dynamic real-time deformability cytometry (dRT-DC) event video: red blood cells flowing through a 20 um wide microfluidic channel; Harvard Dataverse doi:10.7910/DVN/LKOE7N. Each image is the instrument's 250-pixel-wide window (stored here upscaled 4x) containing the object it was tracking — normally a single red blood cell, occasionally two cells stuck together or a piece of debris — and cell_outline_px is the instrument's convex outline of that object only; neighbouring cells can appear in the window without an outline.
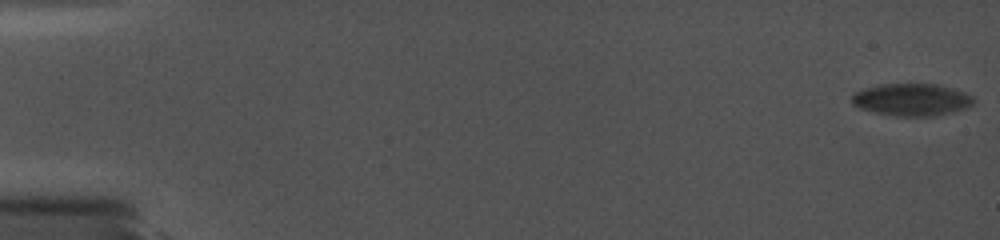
{"species": "common noctule bat (a hibernating species)", "species_latin": "Nyctalus noctula", "temperature_condition": "cold", "stored_images_in_passage": 69, "camera_frame_rate_fps": 5000, "um_per_image_px": 0.085, "animal": {"sex": "female", "body_mass_g": 19.0, "forearm_length_mm": 56.7}, "frame": {"image": 1, "passage_image": 1, "time_ms": 0.0, "image_size_px": [1000, 240], "cell_outline_px": [[976, 100], [972, 104], [964, 108], [932, 116], [896, 116], [876, 112], [860, 108], [852, 104], [852, 96], [856, 92], [864, 88], [880, 84], [936, 84], [952, 88], [964, 92], [972, 96]], "centroid_in_image_um": [77.48, 8.46], "position_along_channel_um": 7.5, "area_um2": 22.6}}
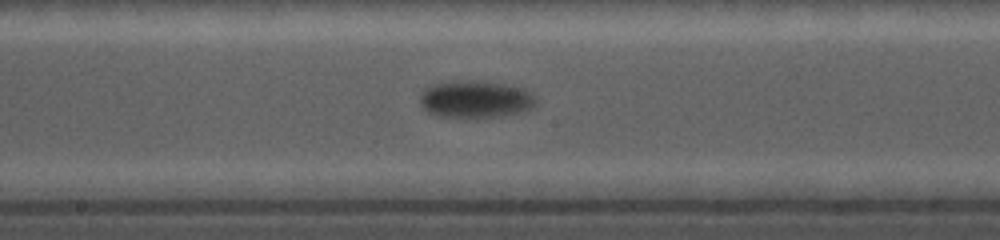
{"frame": {"image": 2, "passage_image": 42, "time_ms": 10.4, "image_size_px": [1000, 240], "cell_outline_px": [[536, 104], [532, 108], [520, 112], [500, 116], [440, 116], [428, 112], [420, 104], [420, 96], [432, 84], [452, 80], [484, 80], [508, 84], [520, 88], [528, 92], [536, 100]], "centroid_in_image_um": [40.41, 8.4], "position_along_channel_um": 207.8, "area_um2": 24.91}}
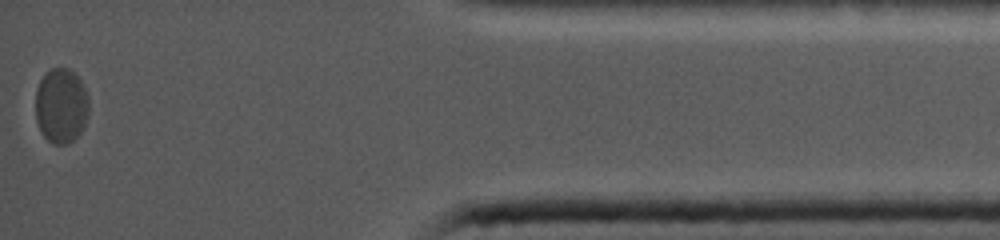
{"frame": {"image": 3, "passage_image": 69, "time_ms": 17.6, "image_size_px": [1000, 240], "cell_outline_px": [[88, 116], [80, 132], [68, 144], [52, 144], [44, 136], [36, 120], [36, 88], [40, 80], [52, 68], [68, 68], [80, 80], [88, 96]], "centroid_in_image_um": [5.19, 9.0], "position_along_channel_um": 430.0, "area_um2": 23.06}}